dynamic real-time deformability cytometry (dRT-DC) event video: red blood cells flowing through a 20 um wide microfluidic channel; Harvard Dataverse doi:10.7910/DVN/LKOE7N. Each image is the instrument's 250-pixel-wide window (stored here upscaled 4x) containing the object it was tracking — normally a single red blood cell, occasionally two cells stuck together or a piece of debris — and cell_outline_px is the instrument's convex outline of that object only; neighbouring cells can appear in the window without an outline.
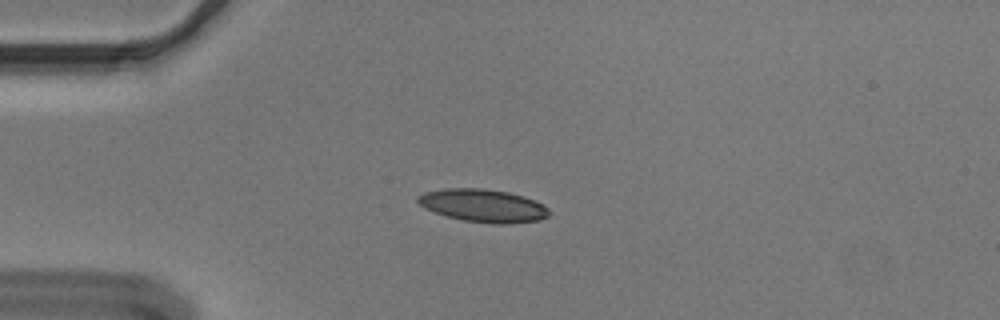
{"species": "Egyptian fruit bat (a non-hibernating species)", "species_latin": "Rousettus aegyptiacus", "temperature_condition": "cold", "stored_images_in_passage": 54, "camera_frame_rate_fps": 3000, "um_per_image_px": 0.085, "animal": {"sex": "male"}, "frame": {"image": 1, "passage_image": 13, "time_ms": 4.0, "image_size_px": [1000, 320], "cell_outline_px": [[548, 216], [540, 220], [508, 224], [492, 224], [464, 220], [448, 216], [424, 208], [416, 200], [416, 196], [424, 192], [444, 188], [484, 188], [508, 192], [524, 196], [544, 204], [548, 208]], "centroid_in_image_um": [41.07, 17.47], "position_along_channel_um": 43.9, "area_um2": 25.26}}
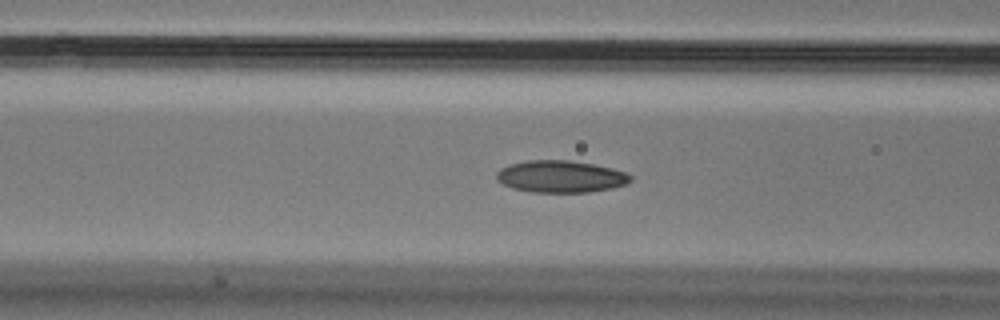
{"frame": {"image": 2, "passage_image": 21, "time_ms": 6.667, "image_size_px": [1000, 320], "cell_outline_px": [[632, 180], [628, 184], [612, 188], [588, 192], [532, 192], [512, 188], [496, 180], [496, 172], [500, 168], [508, 164], [528, 160], [568, 160], [592, 164], [612, 168], [624, 172], [632, 176]], "centroid_in_image_um": [47.64, 15.0], "position_along_channel_um": 119.0, "area_um2": 25.09}}
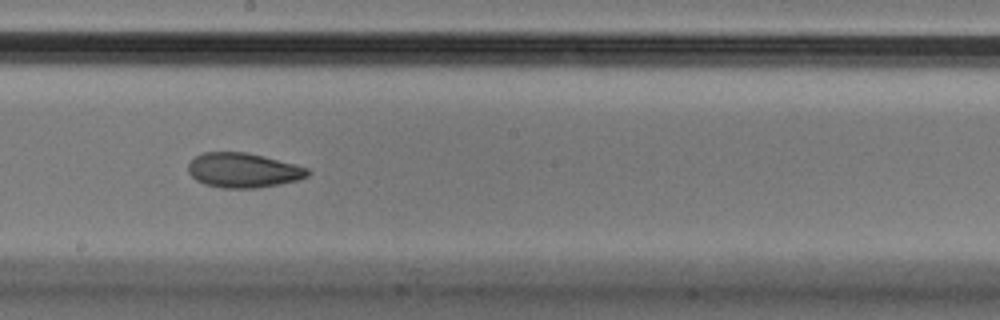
{"frame": {"image": 3, "passage_image": 30, "time_ms": 9.667, "image_size_px": [1000, 320], "cell_outline_px": [[312, 172], [308, 176], [296, 180], [280, 184], [256, 188], [220, 188], [204, 184], [196, 180], [188, 172], [188, 164], [196, 156], [204, 152], [244, 152], [264, 156], [296, 164], [308, 168]], "centroid_in_image_um": [20.68, 14.48], "position_along_channel_um": 227.5, "area_um2": 24.22}, "authors_computed_cell_mechanics": {"area_um2": 24.5939, "velocity_mm_per_s": 3.6132, "shape_relaxation_time_tau1_ms": 6.555, "shape_relaxation_time_tau2_ms": 3.0013, "deformation_change_tau1": 0.1351, "deformation_change_tau2": 0.0825}}